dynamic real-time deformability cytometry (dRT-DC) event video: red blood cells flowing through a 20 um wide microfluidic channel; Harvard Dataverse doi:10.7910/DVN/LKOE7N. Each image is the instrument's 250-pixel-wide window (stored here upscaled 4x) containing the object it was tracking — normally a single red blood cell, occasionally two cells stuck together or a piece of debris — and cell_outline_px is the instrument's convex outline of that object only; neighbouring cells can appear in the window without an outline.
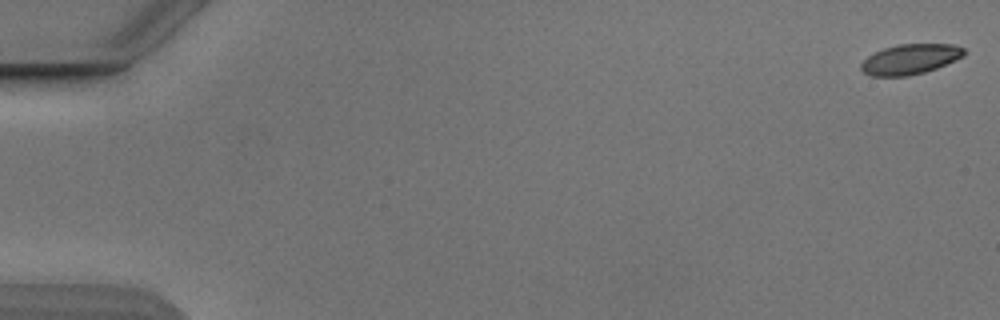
{"species": "Egyptian fruit bat (a non-hibernating species)", "species_latin": "Rousettus aegyptiacus", "temperature_condition": "cold", "stored_images_in_passage": 10, "camera_frame_rate_fps": 3000, "um_per_image_px": 0.085, "animal": {"sex": "male"}, "frame": {"image": 1, "passage_image": 1, "time_ms": 0.0, "image_size_px": [1000, 320], "cell_outline_px": [[968, 52], [964, 56], [956, 60], [936, 68], [924, 72], [908, 76], [872, 76], [864, 72], [860, 68], [860, 64], [868, 56], [884, 48], [900, 44], [952, 44], [964, 48]], "centroid_in_image_um": [77.4, 5.03], "position_along_channel_um": 7.6, "area_um2": 18.09}}